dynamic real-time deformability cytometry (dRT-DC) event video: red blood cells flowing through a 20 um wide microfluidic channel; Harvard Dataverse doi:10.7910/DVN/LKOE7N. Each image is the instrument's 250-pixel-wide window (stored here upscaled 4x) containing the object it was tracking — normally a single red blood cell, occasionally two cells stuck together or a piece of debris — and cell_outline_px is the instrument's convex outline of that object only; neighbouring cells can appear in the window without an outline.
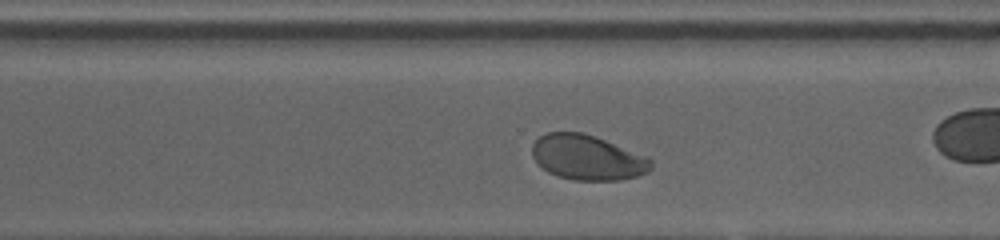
{"species": "human", "species_latin": "Homo sapiens", "temperature_condition": "cold", "stored_images_in_passage": 27, "camera_frame_rate_fps": 3000, "um_per_image_px": 0.085, "donor": {"sex": "male"}, "frame": {"image": 1, "passage_image": 20, "time_ms": 12.333, "image_size_px": [1000, 240], "cell_outline_px": [[652, 168], [648, 172], [636, 176], [620, 180], [576, 180], [556, 176], [548, 172], [532, 156], [532, 144], [540, 136], [548, 132], [580, 132], [604, 140], [644, 156], [652, 160]], "centroid_in_image_um": [49.91, 13.4], "position_along_channel_um": 320.7, "area_um2": 30.69}}